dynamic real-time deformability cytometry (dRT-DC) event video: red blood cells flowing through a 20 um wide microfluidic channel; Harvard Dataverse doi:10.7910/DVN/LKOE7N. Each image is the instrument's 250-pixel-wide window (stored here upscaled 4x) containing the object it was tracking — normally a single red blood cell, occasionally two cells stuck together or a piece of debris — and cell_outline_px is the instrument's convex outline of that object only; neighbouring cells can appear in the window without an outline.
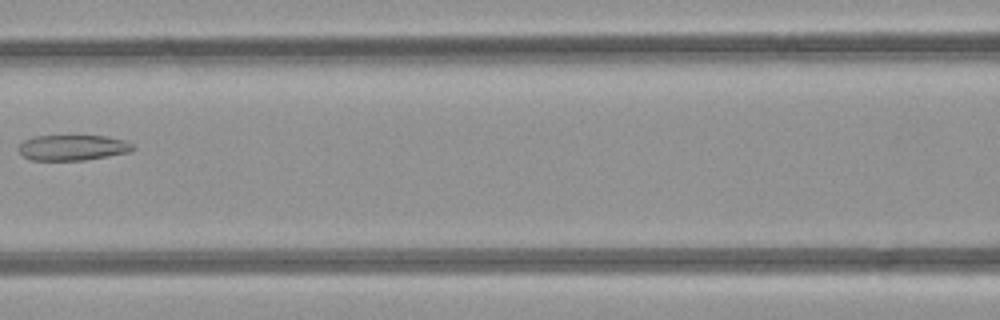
{"species": "common noctule bat (a hibernating species)", "species_latin": "Nyctalus noctula", "temperature_condition": "room temperature", "stored_images_in_passage": 4, "camera_frame_rate_fps": 3000, "um_per_image_px": 0.085, "animal": {"sex": "female", "body_mass_g": 21.9}, "frame": {"image": 1, "passage_image": 4, "time_ms": 3.333, "image_size_px": [1000, 320], "cell_outline_px": [[136, 148], [128, 152], [108, 156], [84, 160], [32, 160], [24, 156], [16, 148], [24, 140], [36, 136], [104, 136], [124, 140], [132, 144]], "centroid_in_image_um": [6.16, 12.55], "position_along_channel_um": 160.4, "area_um2": 16.88}}